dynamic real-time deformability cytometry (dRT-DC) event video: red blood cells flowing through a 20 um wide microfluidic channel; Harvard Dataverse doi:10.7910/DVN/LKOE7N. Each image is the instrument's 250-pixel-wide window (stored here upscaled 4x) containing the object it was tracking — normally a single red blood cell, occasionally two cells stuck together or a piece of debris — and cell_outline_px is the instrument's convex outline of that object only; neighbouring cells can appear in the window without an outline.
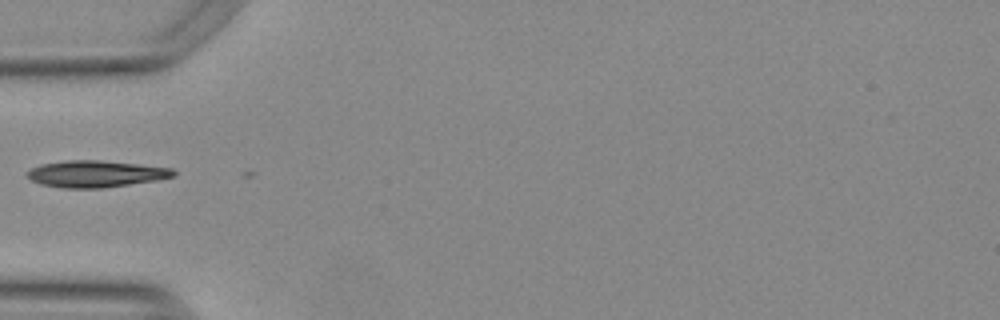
{"species": "Egyptian fruit bat (a non-hibernating species)", "species_latin": "Rousettus aegyptiacus", "temperature_condition": "warm", "stored_images_in_passage": 8, "camera_frame_rate_fps": 3000, "um_per_image_px": 0.085, "animal": {"sex": "female"}, "frame": {"image": 1, "passage_image": 2, "time_ms": 0.333, "image_size_px": [1000, 320], "cell_outline_px": [[176, 176], [156, 180], [100, 188], [64, 188], [40, 184], [32, 180], [24, 172], [40, 164], [64, 160], [100, 160], [172, 168], [176, 172]], "centroid_in_image_um": [8.11, 14.77], "position_along_channel_um": 76.9, "area_um2": 22.66}}
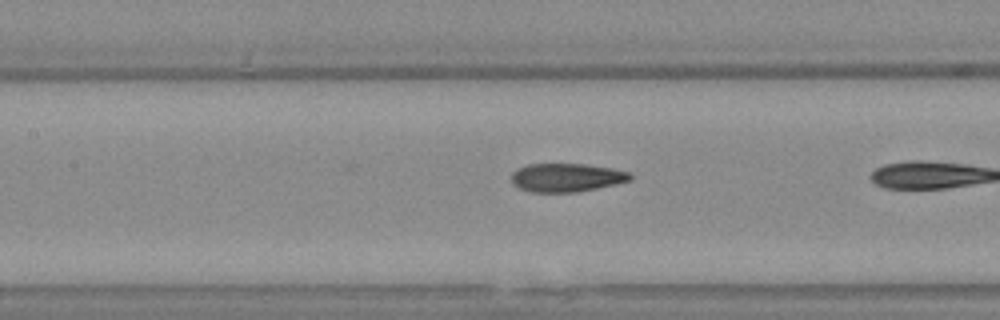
{"frame": {"image": 2, "passage_image": 6, "time_ms": 1.667, "image_size_px": [1000, 320], "cell_outline_px": [[632, 180], [616, 184], [576, 192], [528, 192], [512, 184], [512, 172], [516, 168], [528, 164], [584, 164], [612, 168], [628, 172], [632, 176]], "centroid_in_image_um": [48.13, 15.09], "position_along_channel_um": 159.3, "area_um2": 19.77}}